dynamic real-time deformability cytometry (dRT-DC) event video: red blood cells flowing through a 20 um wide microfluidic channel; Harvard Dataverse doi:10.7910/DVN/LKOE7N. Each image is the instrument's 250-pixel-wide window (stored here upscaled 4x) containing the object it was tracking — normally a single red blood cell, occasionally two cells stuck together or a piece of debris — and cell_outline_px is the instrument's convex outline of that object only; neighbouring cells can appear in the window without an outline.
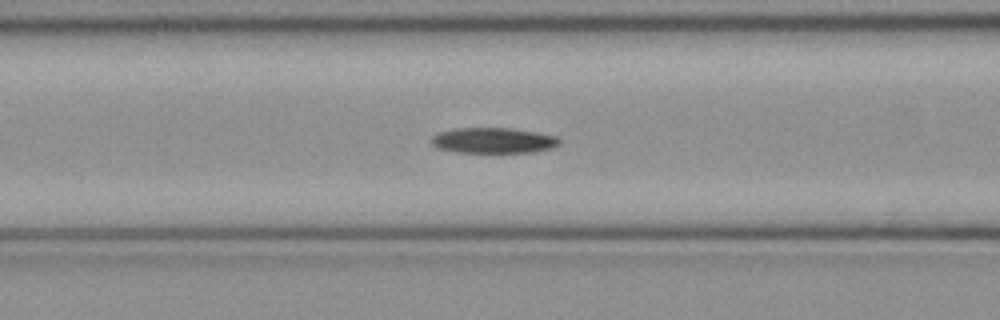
{"species": "common noctule bat (a hibernating species)", "species_latin": "Nyctalus noctula", "temperature_condition": "cold", "stored_images_in_passage": 50, "camera_frame_rate_fps": 3000, "um_per_image_px": 0.085, "animal": {"sex": "female", "body_mass_g": 21.9}, "frame": {"image": 1, "passage_image": 20, "time_ms": 6.333, "image_size_px": [1000, 320], "cell_outline_px": [[560, 144], [552, 148], [532, 152], [452, 152], [436, 148], [432, 144], [432, 136], [440, 132], [456, 128], [512, 128], [560, 136]], "centroid_in_image_um": [41.96, 11.94], "position_along_channel_um": 124.6, "area_um2": 19.19}}
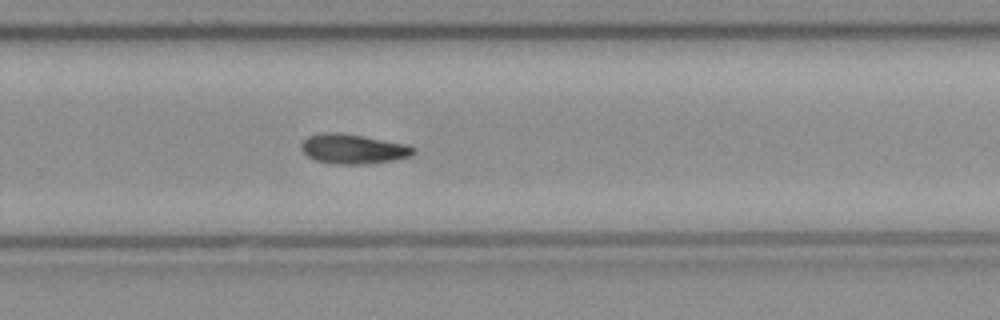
{"frame": {"image": 2, "passage_image": 33, "time_ms": 10.667, "image_size_px": [1000, 320], "cell_outline_px": [[416, 152], [412, 156], [396, 160], [364, 164], [332, 164], [316, 160], [308, 156], [300, 148], [300, 144], [308, 136], [320, 132], [340, 132], [408, 144], [416, 148]], "centroid_in_image_um": [30.04, 12.65], "position_along_channel_um": 299.8, "area_um2": 19.71}}
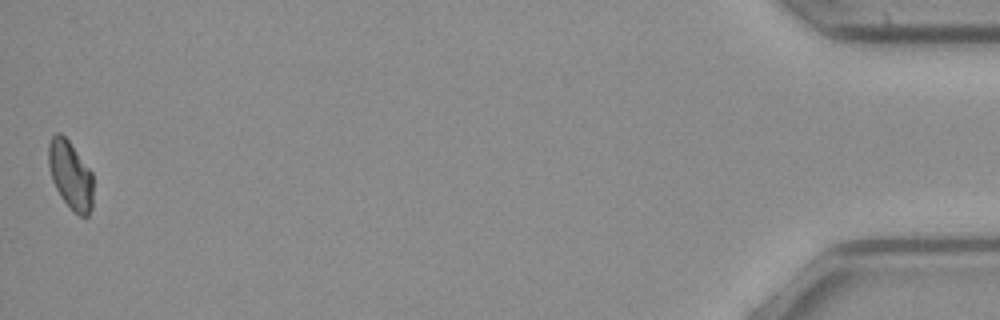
{"frame": {"image": 3, "passage_image": 50, "time_ms": 16.333, "image_size_px": [1000, 320], "cell_outline_px": [[92, 208], [88, 216], [80, 216], [60, 196], [52, 180], [48, 164], [48, 144], [52, 136], [56, 132], [60, 132], [68, 140], [92, 172]], "centroid_in_image_um": [5.98, 14.85], "position_along_channel_um": 429.2, "area_um2": 17.57}, "authors_computed_cell_mechanics": {"area_um2": 19.1029, "velocity_mm_per_s": 4.043, "shape_relaxation_time_tau1_ms": 6.3672, "shape_relaxation_time_tau2_ms": null, "deformation_change_tau1": 0.1449, "deformation_change_tau2": null}}